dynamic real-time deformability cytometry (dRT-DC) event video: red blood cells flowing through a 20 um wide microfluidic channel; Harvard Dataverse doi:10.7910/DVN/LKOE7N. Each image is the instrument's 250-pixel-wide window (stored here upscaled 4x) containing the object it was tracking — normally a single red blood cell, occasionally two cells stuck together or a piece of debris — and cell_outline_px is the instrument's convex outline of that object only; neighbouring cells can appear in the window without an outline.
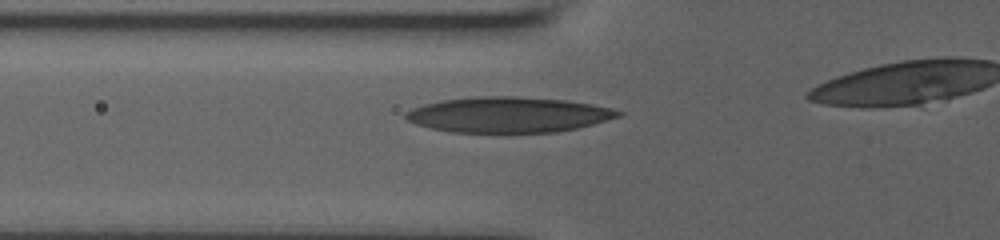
{"species": "human", "species_latin": "Homo sapiens", "temperature_condition": "room temperature", "stored_images_in_passage": 5, "segment_of_instrument_passage": [1, 2], "camera_frame_rate_fps": 3000, "um_per_image_px": 0.085, "donor": {"sex": "male"}, "frame": {"image": 1, "passage_image": 4, "time_ms": 3.0, "image_size_px": [1000, 240], "cell_outline_px": [[624, 112], [620, 116], [592, 124], [576, 128], [556, 132], [452, 132], [432, 128], [416, 124], [408, 120], [404, 116], [404, 112], [412, 108], [424, 104], [440, 100], [472, 96], [516, 96], [564, 100], [592, 104], [612, 108]], "centroid_in_image_um": [43.18, 9.74], "position_along_channel_um": 82.6, "area_um2": 43.93}}